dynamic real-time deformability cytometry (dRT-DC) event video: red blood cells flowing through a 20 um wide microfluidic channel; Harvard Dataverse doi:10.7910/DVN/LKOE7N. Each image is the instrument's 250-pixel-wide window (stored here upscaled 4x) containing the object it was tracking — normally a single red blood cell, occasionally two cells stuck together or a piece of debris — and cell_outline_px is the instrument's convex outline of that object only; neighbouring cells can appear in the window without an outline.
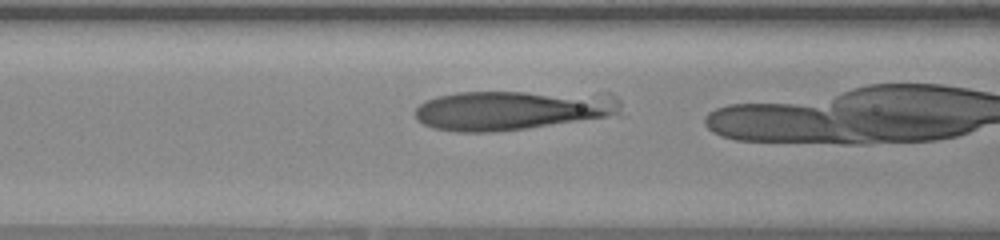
{"species": "human", "species_latin": "Homo sapiens", "temperature_condition": "warm", "stored_images_in_passage": 24, "camera_frame_rate_fps": 3000, "um_per_image_px": 0.085, "donor": {"sex": "female"}, "frame": {"image": 1, "passage_image": 4, "time_ms": 1.0, "image_size_px": [1000, 240], "cell_outline_px": [[620, 116], [528, 128], [496, 132], [456, 132], [432, 128], [416, 120], [416, 108], [424, 100], [456, 92], [612, 92], [620, 100]], "centroid_in_image_um": [43.69, 9.35], "position_along_channel_um": 122.9, "area_um2": 48.73}}